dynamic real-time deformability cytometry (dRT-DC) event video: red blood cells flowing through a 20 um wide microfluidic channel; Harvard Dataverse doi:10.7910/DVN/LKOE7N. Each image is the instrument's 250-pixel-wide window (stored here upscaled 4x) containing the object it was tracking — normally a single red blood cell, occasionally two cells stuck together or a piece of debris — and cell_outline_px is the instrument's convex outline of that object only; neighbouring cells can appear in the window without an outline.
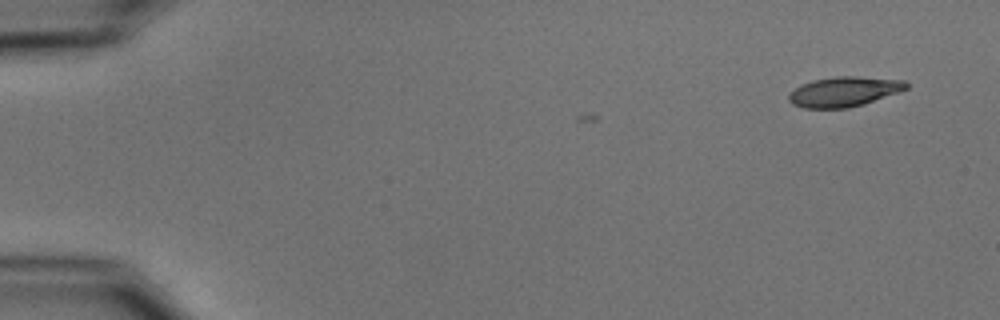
{"species": "common noctule bat (a hibernating species)", "species_latin": "Nyctalus noctula", "temperature_condition": "cold", "stored_images_in_passage": 3, "camera_frame_rate_fps": 3000, "um_per_image_px": 0.085, "animal": {"sex": "male", "body_mass_g": 15.6}, "frame": {"image": 1, "passage_image": 1, "time_ms": 0.0, "image_size_px": [1000, 320], "cell_outline_px": [[908, 88], [900, 92], [864, 104], [848, 108], [804, 108], [792, 104], [788, 100], [788, 92], [800, 84], [812, 80], [836, 76], [856, 76], [904, 80], [908, 84]], "centroid_in_image_um": [71.72, 7.79], "position_along_channel_um": 13.3, "area_um2": 20.75}}